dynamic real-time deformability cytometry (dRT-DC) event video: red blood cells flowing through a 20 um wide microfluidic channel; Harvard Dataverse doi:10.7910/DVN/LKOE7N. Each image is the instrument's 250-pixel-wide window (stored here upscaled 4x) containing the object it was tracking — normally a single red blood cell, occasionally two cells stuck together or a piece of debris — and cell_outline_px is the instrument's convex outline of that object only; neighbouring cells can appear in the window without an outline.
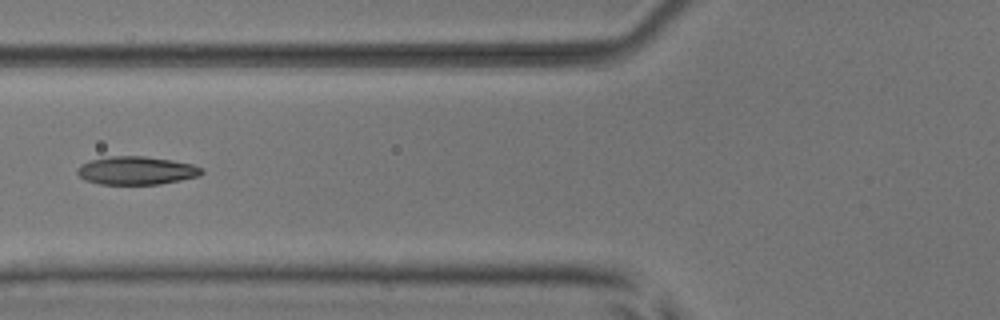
{"species": "common noctule bat (a hibernating species)", "species_latin": "Nyctalus noctula", "temperature_condition": "room temperature", "stored_images_in_passage": 7, "camera_frame_rate_fps": 3000, "um_per_image_px": 0.085, "animal": {"sex": "male", "body_mass_g": 17.9, "forearm_length_mm": 54.2}, "frame": {"image": 1, "passage_image": 6, "time_ms": 1.667, "image_size_px": [1000, 320], "cell_outline_px": [[204, 172], [200, 176], [160, 184], [100, 184], [84, 180], [76, 172], [76, 168], [80, 164], [88, 160], [112, 156], [144, 156], [172, 160], [192, 164], [200, 168]], "centroid_in_image_um": [11.55, 14.49], "position_along_channel_um": 114.2, "area_um2": 20.52}}
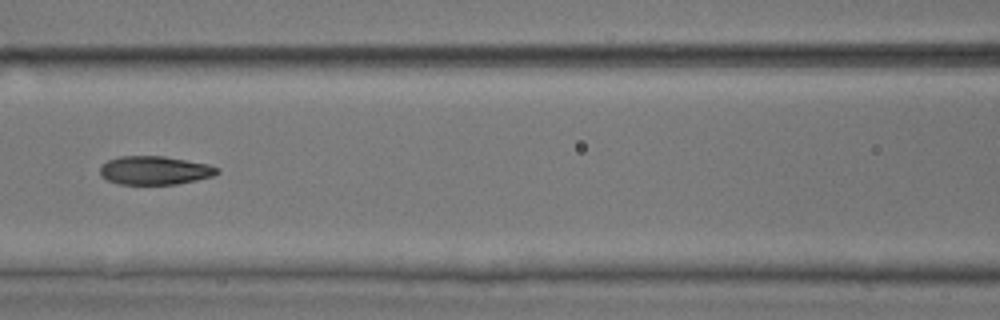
{"frame": {"image": 2, "passage_image": 7, "time_ms": 2.0, "image_size_px": [1000, 320], "cell_outline_px": [[220, 172], [212, 176], [196, 180], [176, 184], [120, 184], [108, 180], [100, 176], [100, 168], [108, 160], [120, 156], [164, 156], [208, 164], [220, 168]], "centroid_in_image_um": [13.17, 14.48], "position_along_channel_um": 153.4, "area_um2": 19.42}}